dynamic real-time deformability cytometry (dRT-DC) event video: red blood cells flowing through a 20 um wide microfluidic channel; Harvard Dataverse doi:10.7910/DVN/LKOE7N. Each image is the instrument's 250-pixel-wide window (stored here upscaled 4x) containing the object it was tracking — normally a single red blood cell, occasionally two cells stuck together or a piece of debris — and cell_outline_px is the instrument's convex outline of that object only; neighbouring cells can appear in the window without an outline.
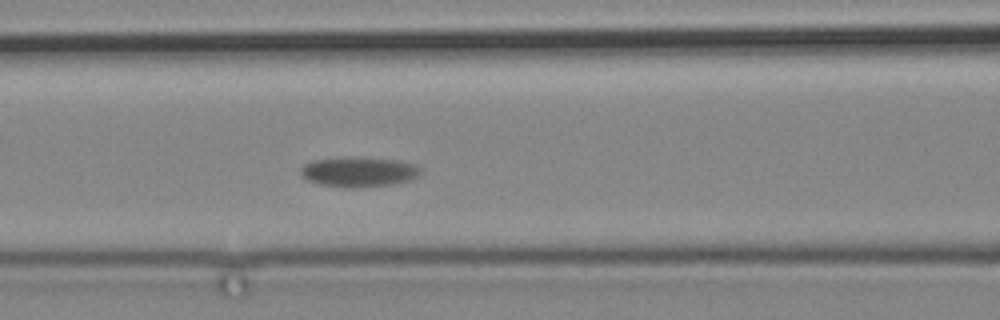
{"species": "common noctule bat (a hibernating species)", "species_latin": "Nyctalus noctula", "temperature_condition": "cold", "stored_images_in_passage": 15, "camera_frame_rate_fps": 3000, "um_per_image_px": 0.085, "animal": {"sex": "male", "body_mass_g": 19.2, "forearm_length_mm": 51.8}, "frame": {"image": 1, "passage_image": 15, "time_ms": 18.667, "image_size_px": [1000, 320], "cell_outline_px": [[424, 168], [420, 176], [408, 180], [392, 184], [352, 188], [348, 188], [320, 184], [308, 180], [300, 176], [300, 168], [304, 164], [312, 160], [340, 156], [352, 156], [396, 160], [416, 164]], "centroid_in_image_um": [30.49, 14.58], "position_along_channel_um": 136.1, "area_um2": 21.44}}